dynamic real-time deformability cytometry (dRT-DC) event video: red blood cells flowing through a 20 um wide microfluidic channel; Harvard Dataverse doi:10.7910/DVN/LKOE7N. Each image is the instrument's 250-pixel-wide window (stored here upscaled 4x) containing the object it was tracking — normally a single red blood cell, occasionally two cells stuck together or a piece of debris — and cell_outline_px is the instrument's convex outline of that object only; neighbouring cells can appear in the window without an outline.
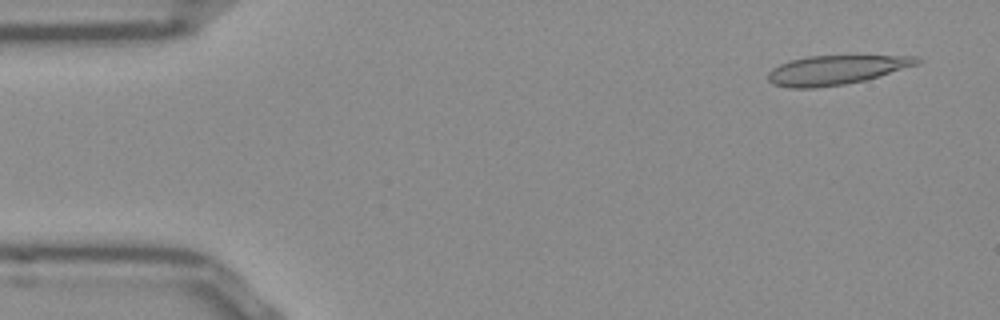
{"species": "Egyptian fruit bat (a non-hibernating species)", "species_latin": "Rousettus aegyptiacus", "temperature_condition": "room temperature", "stored_images_in_passage": 51, "camera_frame_rate_fps": 3000, "um_per_image_px": 0.085, "frame": {"image": 1, "passage_image": 3, "time_ms": 0.667, "image_size_px": [1000, 320], "cell_outline_px": [[892, 68], [884, 72], [872, 76], [856, 80], [832, 84], [784, 84], [800, 60], [824, 56], [884, 56]], "centroid_in_image_um": [71.15, 5.9], "position_along_channel_um": 13.9, "area_um2": 16.59}}
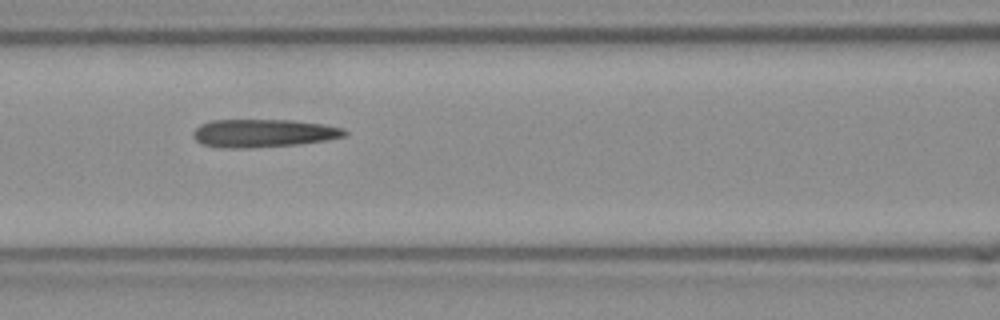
{"frame": {"image": 2, "passage_image": 21, "time_ms": 6.667, "image_size_px": [1000, 320], "cell_outline_px": [[340, 132], [336, 136], [312, 140], [276, 144], [216, 144], [200, 140], [196, 136], [196, 132], [200, 128], [208, 124], [308, 124], [332, 128]], "centroid_in_image_um": [22.33, 11.35], "position_along_channel_um": 144.3, "area_um2": 17.57}}
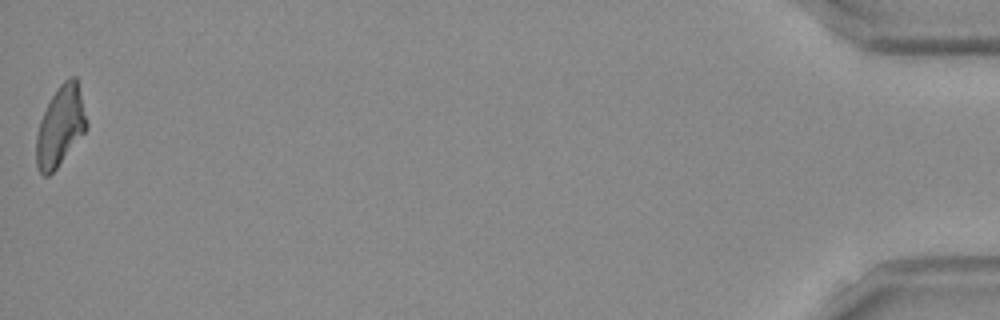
{"frame": {"image": 3, "passage_image": 51, "time_ms": 16.667, "image_size_px": [1000, 320], "cell_outline_px": [[84, 132], [56, 164], [48, 172], [40, 168], [40, 164], [52, 100], [60, 88], [72, 80], [76, 80], [84, 120]], "centroid_in_image_um": [5.32, 10.65], "position_along_channel_um": 429.9, "area_um2": 17.22}}